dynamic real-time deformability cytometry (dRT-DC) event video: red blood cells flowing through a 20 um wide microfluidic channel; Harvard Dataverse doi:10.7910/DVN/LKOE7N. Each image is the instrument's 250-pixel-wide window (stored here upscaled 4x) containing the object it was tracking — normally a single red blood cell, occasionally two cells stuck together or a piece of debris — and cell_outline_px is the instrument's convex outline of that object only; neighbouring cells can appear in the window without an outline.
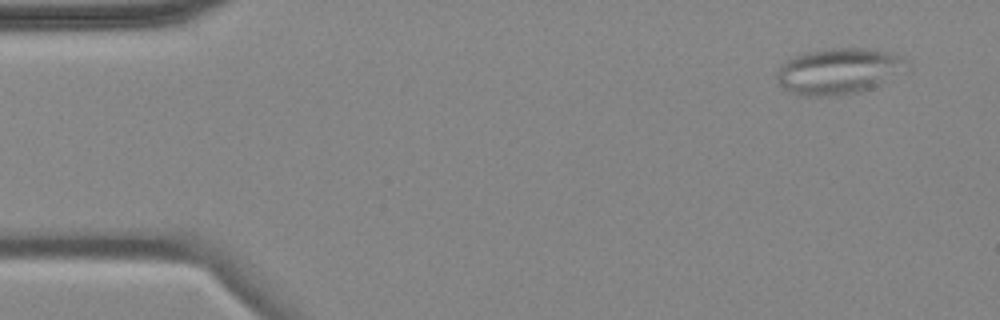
{"species": "common noctule bat (a hibernating species)", "species_latin": "Nyctalus noctula", "temperature_condition": "cold", "stored_images_in_passage": 5, "camera_frame_rate_fps": 3000, "um_per_image_px": 0.085, "animal": {"sex": "female", "body_mass_g": 18.4}, "frame": {"image": 1, "passage_image": 1, "time_ms": 0.0, "image_size_px": [1000, 320], "cell_outline_px": [[904, 60], [876, 84], [860, 92], [840, 96], [808, 96], [792, 92], [784, 88], [776, 80], [776, 72], [792, 56], [808, 52], [828, 48], [868, 48], [892, 52], [900, 56]], "centroid_in_image_um": [71.08, 6.04], "position_along_channel_um": 13.9, "area_um2": 33.23}}
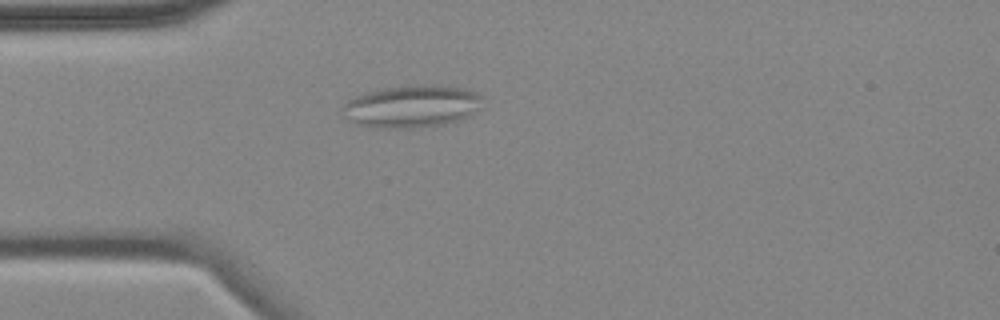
{"frame": {"image": 2, "passage_image": 4, "time_ms": 3.667, "image_size_px": [1000, 320], "cell_outline_px": [[484, 108], [472, 116], [460, 120], [444, 124], [420, 128], [388, 128], [356, 124], [344, 120], [340, 116], [344, 104], [348, 100], [356, 96], [380, 88], [412, 84], [448, 84], [468, 88], [484, 96]], "centroid_in_image_um": [35.1, 9.02], "position_along_channel_um": 49.9, "area_um2": 36.07}}